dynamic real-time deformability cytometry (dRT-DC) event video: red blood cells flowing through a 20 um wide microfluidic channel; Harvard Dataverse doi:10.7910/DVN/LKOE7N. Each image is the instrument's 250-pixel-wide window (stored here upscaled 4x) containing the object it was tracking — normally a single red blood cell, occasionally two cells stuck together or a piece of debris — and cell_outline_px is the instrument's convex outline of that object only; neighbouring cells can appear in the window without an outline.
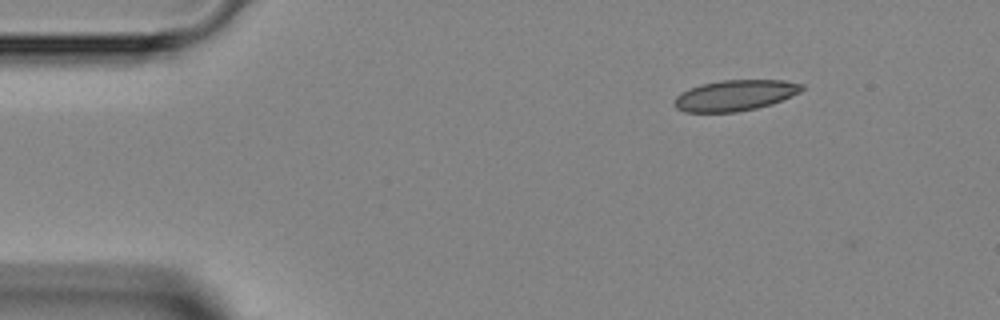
{"species": "Egyptian fruit bat (a non-hibernating species)", "species_latin": "Rousettus aegyptiacus", "temperature_condition": "room temperature", "stored_images_in_passage": 3, "camera_frame_rate_fps": 3000, "um_per_image_px": 0.085, "animal": {"sex": "female"}, "frame": {"image": 1, "passage_image": 1, "time_ms": 0.0, "image_size_px": [1000, 320], "cell_outline_px": [[804, 88], [800, 92], [772, 104], [756, 108], [736, 112], [684, 112], [676, 108], [672, 104], [672, 100], [680, 92], [688, 88], [700, 84], [720, 80], [784, 80], [804, 84]], "centroid_in_image_um": [62.43, 8.1], "position_along_channel_um": 22.6, "area_um2": 23.18}}